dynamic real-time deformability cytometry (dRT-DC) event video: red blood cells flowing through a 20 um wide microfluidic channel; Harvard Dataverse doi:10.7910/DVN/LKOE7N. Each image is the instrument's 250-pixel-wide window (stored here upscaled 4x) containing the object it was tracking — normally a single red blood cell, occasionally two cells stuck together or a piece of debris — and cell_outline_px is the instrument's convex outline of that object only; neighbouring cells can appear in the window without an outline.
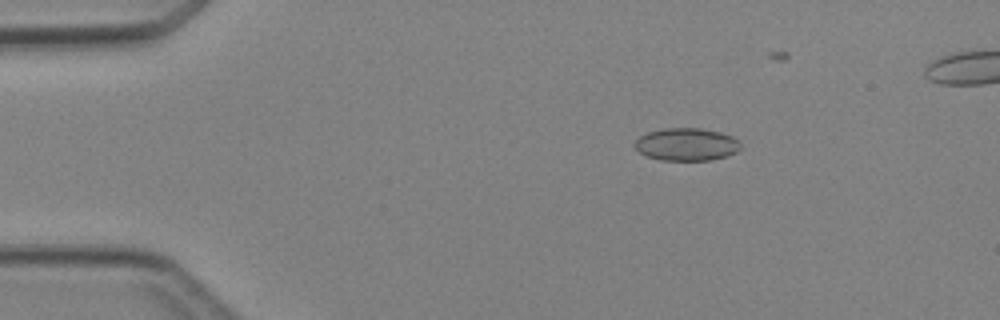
{"species": "Egyptian fruit bat (a non-hibernating species)", "species_latin": "Rousettus aegyptiacus", "temperature_condition": "cold", "stored_images_in_passage": 8, "segment_of_instrument_passage": [1, 2], "camera_frame_rate_fps": 3000, "um_per_image_px": 0.085, "animal": {"sex": "female"}, "frame": {"image": 1, "passage_image": 3, "time_ms": 2.333, "image_size_px": [1000, 320], "cell_outline_px": [[740, 148], [736, 152], [712, 160], [660, 160], [648, 156], [640, 152], [632, 144], [640, 136], [648, 132], [664, 128], [700, 128], [720, 132], [732, 136], [740, 144]], "centroid_in_image_um": [58.33, 12.27], "position_along_channel_um": 26.7, "area_um2": 20.0}}
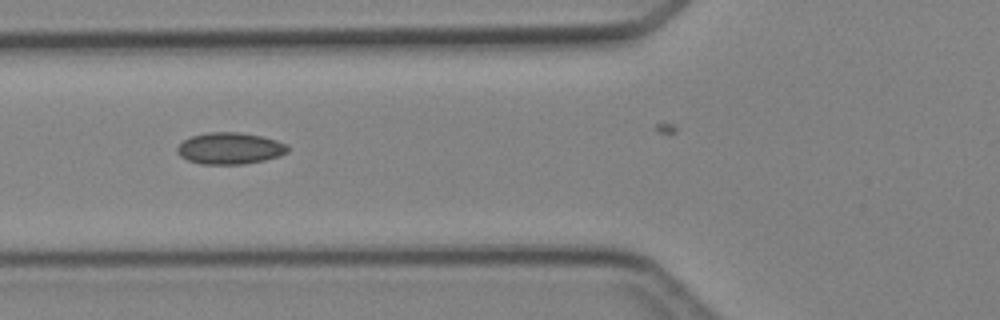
{"frame": {"image": 2, "passage_image": 6, "time_ms": 5.667, "image_size_px": [1000, 320], "cell_outline_px": [[288, 152], [280, 156], [264, 160], [244, 164], [200, 164], [188, 160], [180, 156], [176, 152], [176, 148], [184, 140], [192, 136], [208, 132], [240, 132], [260, 136], [276, 140], [288, 144]], "centroid_in_image_um": [19.54, 12.61], "position_along_channel_um": 106.3, "area_um2": 20.4}}